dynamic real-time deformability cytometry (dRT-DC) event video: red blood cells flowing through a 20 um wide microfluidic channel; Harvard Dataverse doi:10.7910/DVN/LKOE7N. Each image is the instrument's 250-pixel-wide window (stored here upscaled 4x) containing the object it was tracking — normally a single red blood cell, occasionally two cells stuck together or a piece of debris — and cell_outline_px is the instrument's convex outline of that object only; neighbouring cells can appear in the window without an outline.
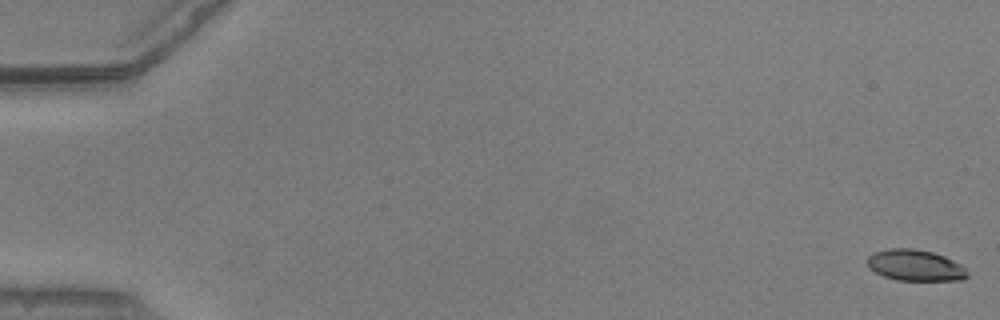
{"species": "common noctule bat (a hibernating species)", "species_latin": "Nyctalus noctula", "temperature_condition": "warm", "stored_images_in_passage": 53, "camera_frame_rate_fps": 3000, "um_per_image_px": 0.085, "animal": {"sex": "male", "body_mass_g": 20.5, "forearm_length_mm": 52.5}, "frame": {"image": 1, "passage_image": 1, "time_ms": 0.0, "image_size_px": [1000, 320], "cell_outline_px": [[968, 276], [964, 280], [896, 280], [884, 276], [868, 268], [868, 256], [872, 252], [888, 248], [912, 248], [932, 252], [944, 256], [960, 264], [964, 268]], "centroid_in_image_um": [77.76, 22.54], "position_along_channel_um": 7.2, "area_um2": 18.15}}
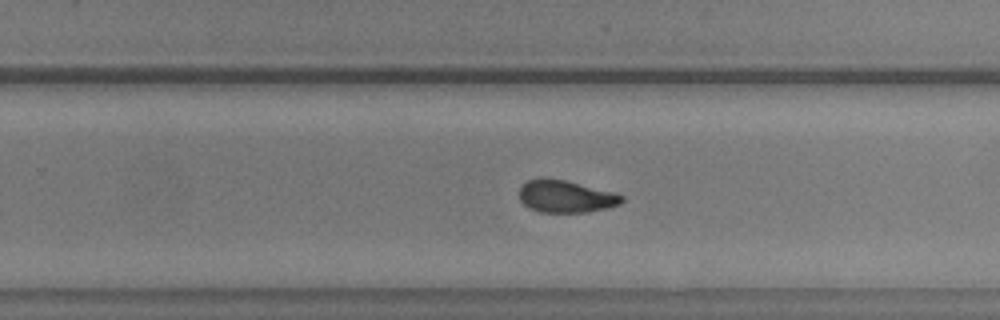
{"frame": {"image": 2, "passage_image": 35, "time_ms": 11.333, "image_size_px": [1000, 320], "cell_outline_px": [[624, 200], [620, 204], [608, 208], [588, 212], [540, 212], [524, 204], [520, 200], [520, 188], [528, 180], [540, 176], [544, 176], [564, 180], [616, 192], [624, 196]], "centroid_in_image_um": [48.12, 16.68], "position_along_channel_um": 281.7, "area_um2": 19.48}}
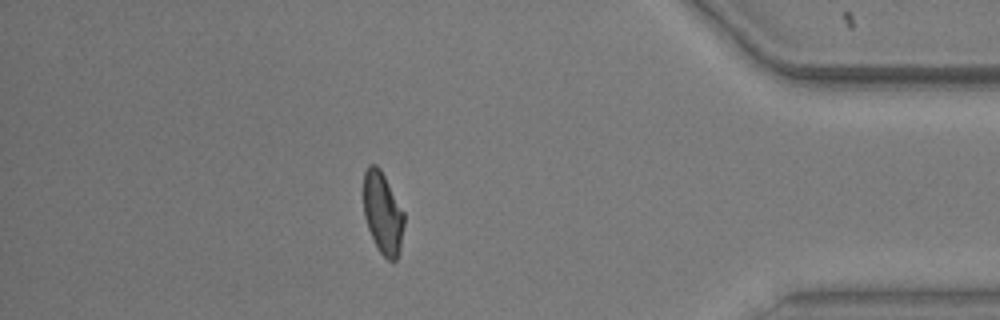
{"frame": {"image": 3, "passage_image": 47, "time_ms": 15.333, "image_size_px": [1000, 320], "cell_outline_px": [[404, 224], [400, 252], [396, 260], [388, 260], [380, 252], [368, 228], [364, 216], [364, 172], [368, 164], [376, 164], [380, 168], [404, 212]], "centroid_in_image_um": [32.54, 18.1], "position_along_channel_um": 402.7, "area_um2": 19.25}, "authors_computed_cell_mechanics": {"area_um2": 19.8254, "velocity_mm_per_s": 3.899, "shape_relaxation_time_tau1_ms": 8.2592, "shape_relaxation_time_tau2_ms": 1.5888, "deformation_change_tau1": 0.2204, "deformation_change_tau2": 0.0733}}